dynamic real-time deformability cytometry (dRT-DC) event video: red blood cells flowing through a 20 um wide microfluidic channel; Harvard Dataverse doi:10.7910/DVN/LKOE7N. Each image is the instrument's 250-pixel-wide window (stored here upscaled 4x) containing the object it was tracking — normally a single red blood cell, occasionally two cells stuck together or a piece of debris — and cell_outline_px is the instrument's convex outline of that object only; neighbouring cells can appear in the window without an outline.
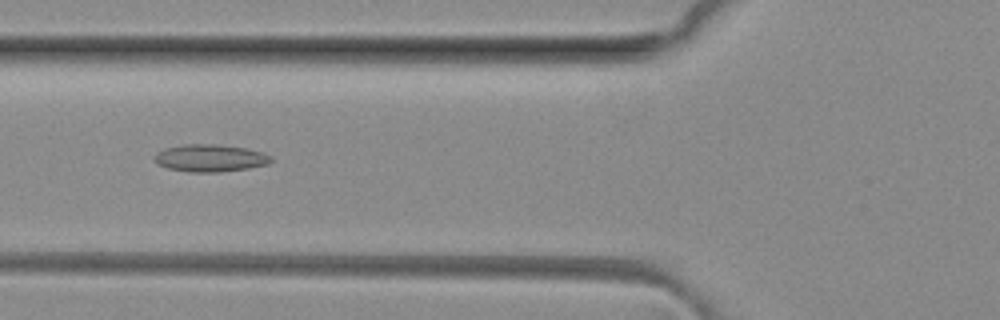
{"species": "common noctule bat (a hibernating species)", "species_latin": "Nyctalus noctula", "temperature_condition": "room temperature", "stored_images_in_passage": 47, "camera_frame_rate_fps": 3000, "um_per_image_px": 0.085, "animal": {"sex": "female", "body_mass_g": 29.2, "forearm_length_mm": 56.3}, "frame": {"image": 1, "passage_image": 19, "time_ms": 6.0, "image_size_px": [1000, 320], "cell_outline_px": [[272, 160], [268, 164], [248, 168], [220, 172], [188, 172], [168, 168], [160, 164], [156, 160], [156, 152], [164, 148], [184, 144], [216, 144], [248, 148], [264, 152], [272, 156]], "centroid_in_image_um": [17.91, 13.42], "position_along_channel_um": 107.9, "area_um2": 18.61}}
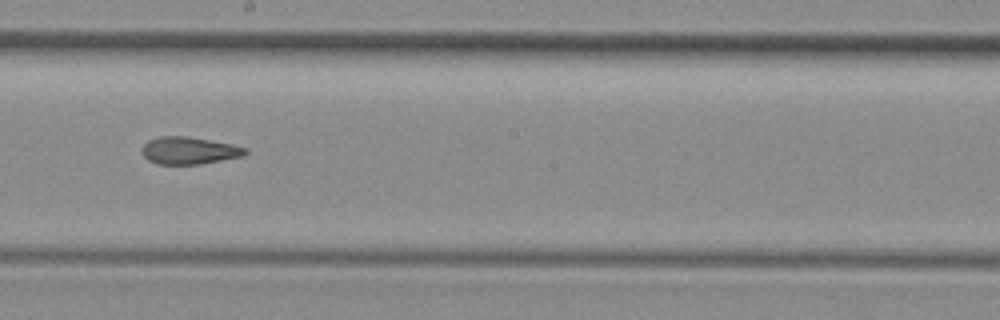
{"frame": {"image": 2, "passage_image": 28, "time_ms": 9.0, "image_size_px": [1000, 320], "cell_outline_px": [[248, 152], [244, 156], [200, 164], [156, 164], [148, 160], [144, 156], [144, 144], [148, 140], [160, 136], [184, 136], [232, 144], [248, 148]], "centroid_in_image_um": [16.11, 12.8], "position_along_channel_um": 232.1, "area_um2": 16.3}}
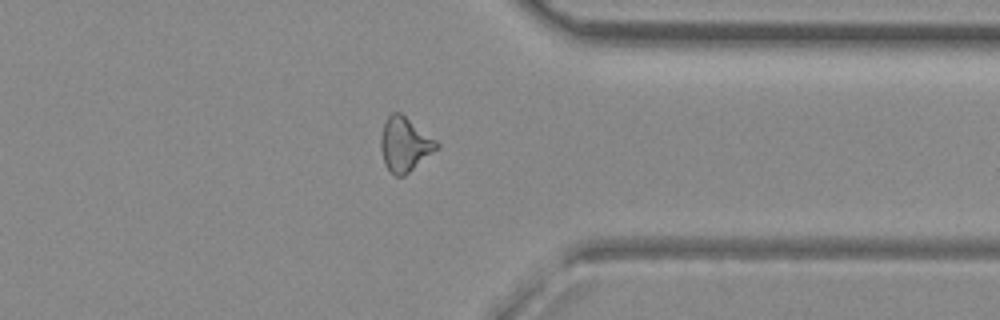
{"frame": {"image": 3, "passage_image": 39, "time_ms": 12.667, "image_size_px": [1000, 320], "cell_outline_px": [[440, 148], [404, 176], [396, 176], [384, 164], [380, 148], [380, 136], [384, 124], [388, 116], [392, 112], [400, 112], [436, 140], [440, 144]], "centroid_in_image_um": [34.41, 12.28], "position_along_channel_um": 377.0, "area_um2": 17.69}}